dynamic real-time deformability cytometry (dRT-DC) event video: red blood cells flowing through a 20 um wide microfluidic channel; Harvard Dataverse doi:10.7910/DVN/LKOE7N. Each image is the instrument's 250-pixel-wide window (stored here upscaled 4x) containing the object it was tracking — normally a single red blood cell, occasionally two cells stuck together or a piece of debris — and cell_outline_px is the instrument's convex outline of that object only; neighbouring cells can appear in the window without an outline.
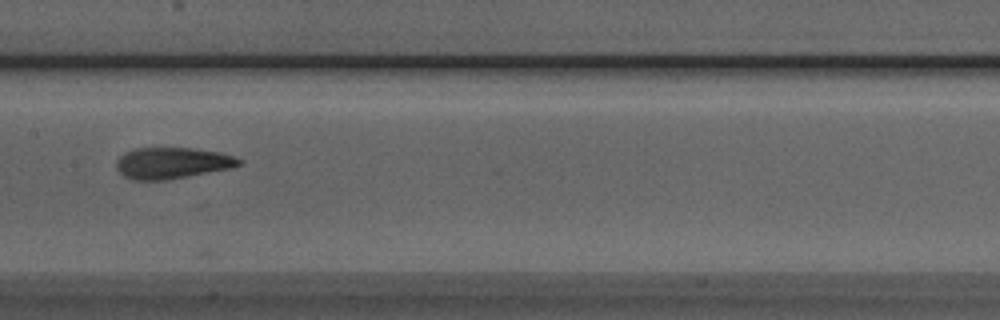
{"species": "Egyptian fruit bat (a non-hibernating species)", "species_latin": "Rousettus aegyptiacus", "temperature_condition": "room temperature", "stored_images_in_passage": 29, "camera_frame_rate_fps": 3000, "um_per_image_px": 0.085, "animal": {"sex": "male"}, "frame": {"image": 1, "passage_image": 26, "time_ms": 8.333, "image_size_px": [1000, 320], "cell_outline_px": [[240, 164], [232, 168], [164, 180], [132, 180], [124, 176], [116, 168], [116, 160], [124, 152], [136, 148], [192, 148], [220, 152], [232, 156], [240, 160]], "centroid_in_image_um": [14.58, 13.85], "position_along_channel_um": 192.8, "area_um2": 22.2}}